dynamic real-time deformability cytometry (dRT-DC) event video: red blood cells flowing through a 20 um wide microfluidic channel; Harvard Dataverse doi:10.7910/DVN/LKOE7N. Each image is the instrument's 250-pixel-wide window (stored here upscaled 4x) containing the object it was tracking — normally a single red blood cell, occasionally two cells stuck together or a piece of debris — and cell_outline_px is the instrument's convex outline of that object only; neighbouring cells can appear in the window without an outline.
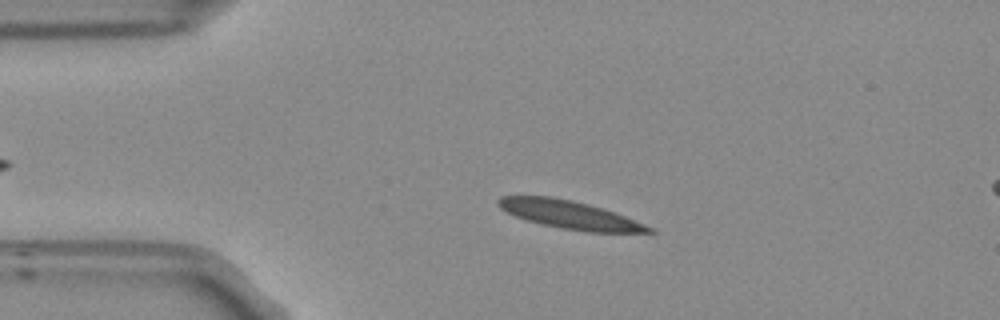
{"species": "Egyptian fruit bat (a non-hibernating species)", "species_latin": "Rousettus aegyptiacus", "temperature_condition": "room temperature", "stored_images_in_passage": 44, "camera_frame_rate_fps": 3000, "um_per_image_px": 0.085, "frame": {"image": 1, "passage_image": 7, "time_ms": 2.0, "image_size_px": [1000, 320], "cell_outline_px": [[656, 232], [588, 232], [560, 228], [540, 224], [504, 212], [496, 204], [496, 200], [500, 196], [552, 196], [572, 200], [588, 204], [624, 216], [644, 224], [652, 228]], "centroid_in_image_um": [48.33, 18.24], "position_along_channel_um": 36.7, "area_um2": 24.45}}
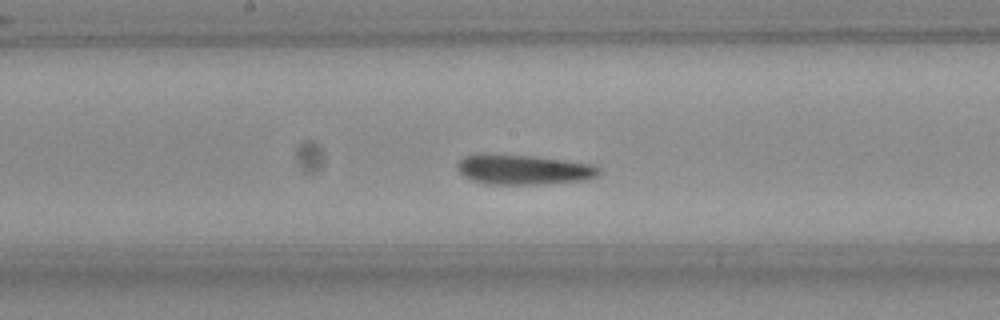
{"frame": {"image": 2, "passage_image": 23, "time_ms": 7.333, "image_size_px": [1000, 320], "cell_outline_px": [[600, 172], [596, 176], [588, 180], [540, 184], [484, 184], [472, 180], [464, 176], [460, 172], [456, 164], [464, 156], [476, 152], [484, 152], [532, 156], [592, 164], [600, 168]], "centroid_in_image_um": [44.43, 14.4], "position_along_channel_um": 203.8, "area_um2": 25.09}}
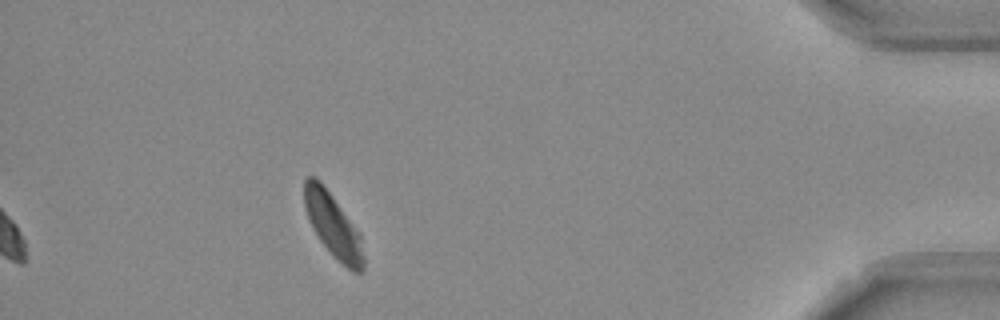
{"frame": {"image": 3, "passage_image": 44, "time_ms": 14.333, "image_size_px": [1000, 320], "cell_outline_px": [[364, 272], [352, 272], [320, 240], [304, 208], [304, 180], [308, 176], [316, 176], [320, 180], [360, 232], [364, 256]], "centroid_in_image_um": [28.33, 19.12], "position_along_channel_um": 406.9, "area_um2": 21.62}, "authors_computed_cell_mechanics": {"area_um2": 24.1026, "velocity_mm_per_s": 3.7208, "shape_relaxation_time_tau1_ms": 4.399, "shape_relaxation_time_tau2_ms": 2.3013, "deformation_change_tau1": 0.1416, "deformation_change_tau2": 0.0856}}